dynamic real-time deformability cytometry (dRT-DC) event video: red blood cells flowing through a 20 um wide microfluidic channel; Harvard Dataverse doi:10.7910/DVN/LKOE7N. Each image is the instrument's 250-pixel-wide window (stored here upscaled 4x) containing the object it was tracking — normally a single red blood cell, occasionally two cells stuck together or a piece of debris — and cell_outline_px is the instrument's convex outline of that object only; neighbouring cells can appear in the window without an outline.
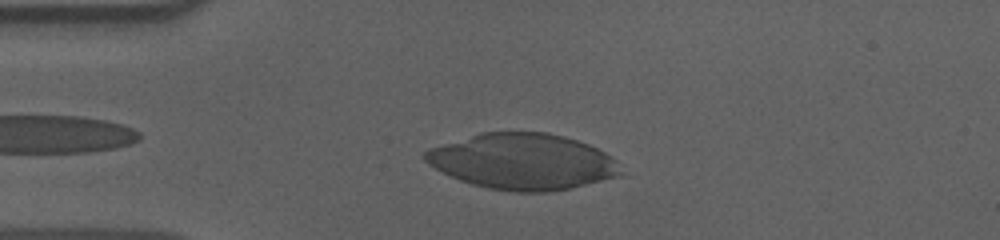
{"species": "human", "species_latin": "Homo sapiens", "temperature_condition": "cold", "stored_images_in_passage": 42, "camera_frame_rate_fps": 3000, "um_per_image_px": 0.085, "donor": {"sex": "male"}, "frame": {"image": 1, "passage_image": 5, "time_ms": 1.333, "image_size_px": [1000, 240], "cell_outline_px": [[620, 176], [572, 188], [548, 192], [512, 192], [488, 188], [472, 184], [460, 180], [428, 164], [420, 156], [428, 148], [480, 132], [548, 132], [564, 136], [588, 144], [604, 152], [616, 160], [620, 172]], "centroid_in_image_um": [44.4, 13.73], "position_along_channel_um": 40.6, "area_um2": 63.81}}
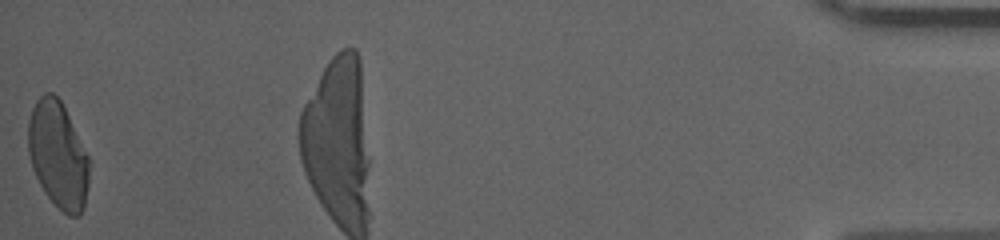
{"frame": {"image": 2, "passage_image": 42, "time_ms": 13.667, "image_size_px": [1000, 240], "cell_outline_px": [[88, 184], [84, 208], [80, 216], [68, 216], [44, 192], [32, 168], [28, 152], [28, 120], [32, 108], [36, 100], [44, 92], [52, 92], [60, 100], [88, 156]], "centroid_in_image_um": [4.91, 13.17], "position_along_channel_um": 430.3, "area_um2": 37.51}}